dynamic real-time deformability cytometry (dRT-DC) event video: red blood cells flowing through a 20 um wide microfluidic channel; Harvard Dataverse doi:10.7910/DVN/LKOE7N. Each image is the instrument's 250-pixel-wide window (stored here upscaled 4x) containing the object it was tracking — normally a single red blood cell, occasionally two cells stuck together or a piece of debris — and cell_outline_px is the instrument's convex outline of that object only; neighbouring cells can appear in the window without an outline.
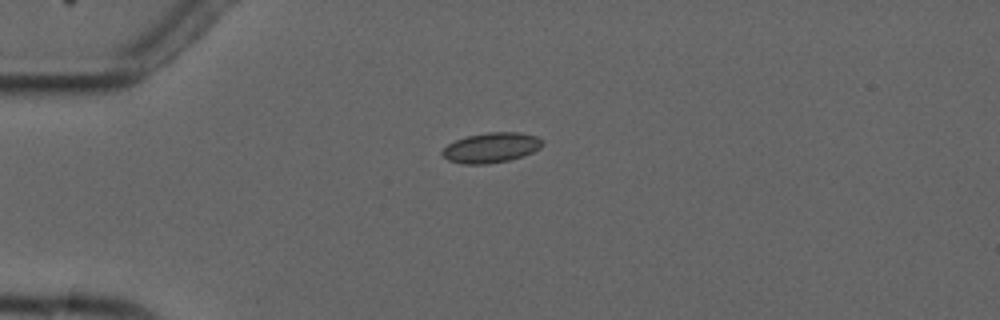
{"species": "common noctule bat (a hibernating species)", "species_latin": "Nyctalus noctula", "temperature_condition": "cold", "stored_images_in_passage": 4, "camera_frame_rate_fps": 3000, "um_per_image_px": 0.085, "animal": {"sex": "male", "forearm_length_mm": 52.5}, "frame": {"image": 1, "passage_image": 3, "time_ms": 2.333, "image_size_px": [1000, 320], "cell_outline_px": [[544, 144], [540, 148], [532, 152], [508, 160], [484, 164], [464, 164], [448, 160], [440, 152], [448, 144], [456, 140], [468, 136], [488, 132], [520, 132], [536, 136], [544, 140]], "centroid_in_image_um": [41.76, 12.54], "position_along_channel_um": 43.2, "area_um2": 17.4}}